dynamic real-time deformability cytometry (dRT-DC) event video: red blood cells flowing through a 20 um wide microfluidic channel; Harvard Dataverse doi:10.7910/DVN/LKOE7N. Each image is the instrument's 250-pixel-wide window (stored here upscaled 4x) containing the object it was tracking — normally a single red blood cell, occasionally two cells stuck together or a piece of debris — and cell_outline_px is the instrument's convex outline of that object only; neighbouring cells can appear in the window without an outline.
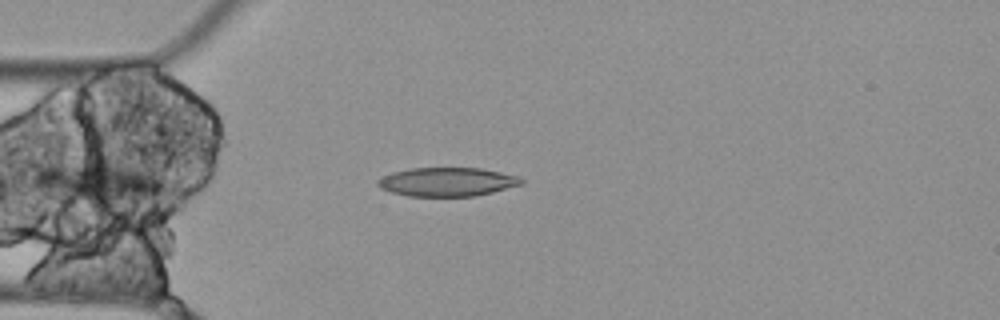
{"species": "Egyptian fruit bat (a non-hibernating species)", "species_latin": "Rousettus aegyptiacus", "temperature_condition": "cold", "stored_images_in_passage": 1, "camera_frame_rate_fps": 3000, "um_per_image_px": 0.085, "animal": {"sex": "female"}, "frame": {"image": 1, "passage_image": 1, "time_ms": 0.0, "image_size_px": [1000, 320], "cell_outline_px": [[524, 184], [492, 192], [472, 196], [408, 196], [392, 192], [380, 188], [376, 184], [376, 180], [392, 172], [408, 168], [480, 168], [520, 176], [524, 180]], "centroid_in_image_um": [38.01, 15.45], "position_along_channel_um": 47.0, "area_um2": 24.16}}